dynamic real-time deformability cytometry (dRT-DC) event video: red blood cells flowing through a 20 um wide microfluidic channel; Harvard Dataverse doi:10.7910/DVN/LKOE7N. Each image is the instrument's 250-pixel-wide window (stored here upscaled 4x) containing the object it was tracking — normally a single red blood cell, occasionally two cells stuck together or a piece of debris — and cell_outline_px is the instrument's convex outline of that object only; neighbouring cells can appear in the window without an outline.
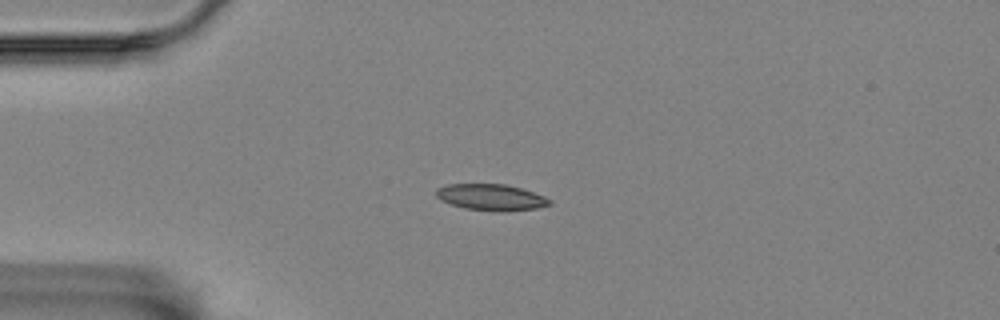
{"species": "Egyptian fruit bat (a non-hibernating species)", "species_latin": "Rousettus aegyptiacus", "temperature_condition": "room temperature", "stored_images_in_passage": 45, "camera_frame_rate_fps": 3000, "um_per_image_px": 0.085, "animal": {"sex": "female"}, "frame": {"image": 1, "passage_image": 1, "time_ms": 0.0, "image_size_px": [1000, 320], "cell_outline_px": [[552, 204], [536, 208], [504, 212], [464, 208], [440, 200], [436, 196], [436, 188], [448, 184], [504, 184], [520, 188], [544, 196], [552, 200]], "centroid_in_image_um": [41.74, 16.77], "position_along_channel_um": 43.3, "area_um2": 17.34}}
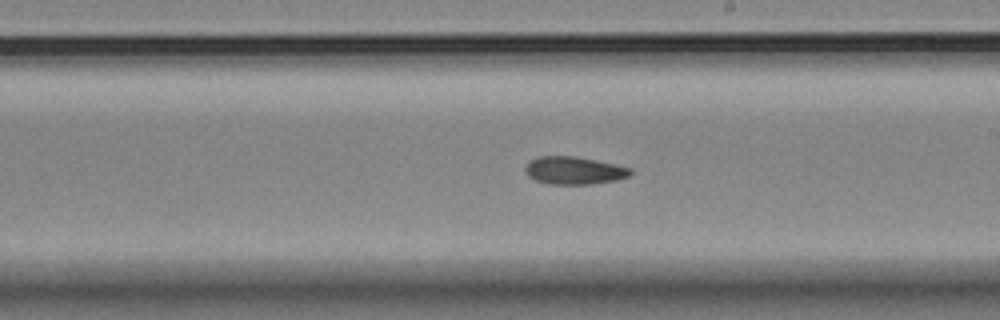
{"frame": {"image": 2, "passage_image": 20, "time_ms": 6.333, "image_size_px": [1000, 320], "cell_outline_px": [[632, 172], [628, 176], [616, 180], [588, 184], [548, 184], [536, 180], [528, 176], [524, 172], [524, 168], [532, 160], [540, 156], [576, 156], [596, 160], [632, 168]], "centroid_in_image_um": [48.79, 14.49], "position_along_channel_um": 240.2, "area_um2": 16.88}}
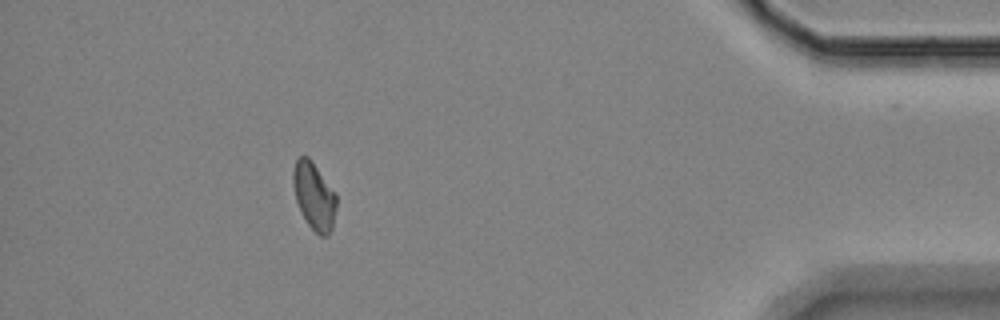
{"frame": {"image": 3, "passage_image": 39, "time_ms": 12.667, "image_size_px": [1000, 320], "cell_outline_px": [[336, 208], [332, 228], [328, 236], [320, 236], [308, 224], [296, 200], [292, 180], [292, 172], [296, 160], [300, 156], [308, 156], [312, 160], [336, 192]], "centroid_in_image_um": [26.71, 16.63], "position_along_channel_um": 408.5, "area_um2": 16.99}, "authors_computed_cell_mechanics": {"area_um2": 17.2244, "velocity_mm_per_s": 3.4364, "shape_relaxation_time_tau1_ms": 5.3297, "shape_relaxation_time_tau2_ms": 6.505, "deformation_change_tau1": 0.1247, "deformation_change_tau2": 0.1141}}